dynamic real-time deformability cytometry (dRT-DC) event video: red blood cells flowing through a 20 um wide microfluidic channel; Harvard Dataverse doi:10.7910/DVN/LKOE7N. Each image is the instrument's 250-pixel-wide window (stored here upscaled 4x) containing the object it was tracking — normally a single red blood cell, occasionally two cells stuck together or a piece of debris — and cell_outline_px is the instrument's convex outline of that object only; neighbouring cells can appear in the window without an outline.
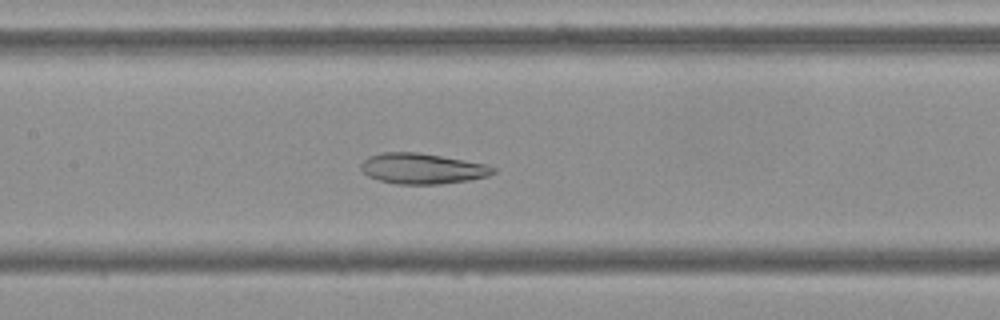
{"species": "Egyptian fruit bat (a non-hibernating species)", "species_latin": "Rousettus aegyptiacus", "temperature_condition": "cold", "stored_images_in_passage": 55, "camera_frame_rate_fps": 3000, "um_per_image_px": 0.085, "frame": {"image": 1, "passage_image": 26, "time_ms": 8.333, "image_size_px": [1000, 320], "cell_outline_px": [[496, 172], [488, 176], [468, 180], [440, 184], [396, 184], [380, 180], [368, 176], [360, 168], [360, 164], [368, 156], [384, 152], [416, 152], [488, 164], [496, 168]], "centroid_in_image_um": [35.9, 14.33], "position_along_channel_um": 171.5, "area_um2": 23.52}}
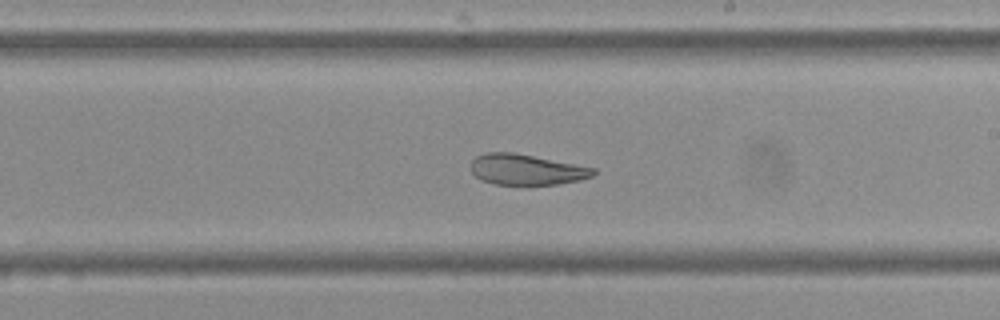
{"frame": {"image": 2, "passage_image": 32, "time_ms": 10.333, "image_size_px": [1000, 320], "cell_outline_px": [[596, 172], [592, 176], [580, 180], [560, 184], [496, 184], [480, 180], [472, 172], [472, 160], [476, 156], [484, 152], [512, 152], [596, 168]], "centroid_in_image_um": [44.74, 14.41], "position_along_channel_um": 244.3, "area_um2": 21.73}}
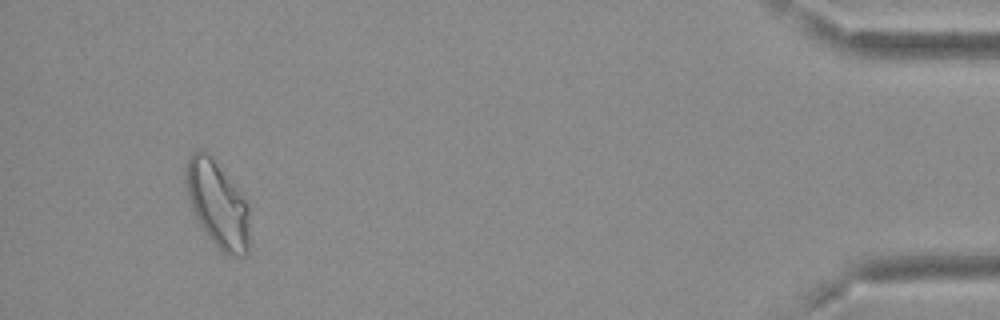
{"frame": {"image": 3, "passage_image": 52, "time_ms": 17.0, "image_size_px": [1000, 320], "cell_outline_px": [[248, 252], [244, 256], [228, 256], [220, 252], [208, 236], [200, 224], [192, 208], [188, 196], [184, 176], [188, 160], [192, 152], [200, 148], [208, 152], [240, 192], [248, 208]], "centroid_in_image_um": [18.47, 17.36], "position_along_channel_um": 416.7, "area_um2": 31.73}, "authors_computed_cell_mechanics": {"area_um2": 28.7844, "velocity_mm_per_s": 3.6481, "shape_relaxation_time_tau1_ms": null, "shape_relaxation_time_tau2_ms": 2.3416, "deformation_change_tau1": null, "deformation_change_tau2": 0.0979}}